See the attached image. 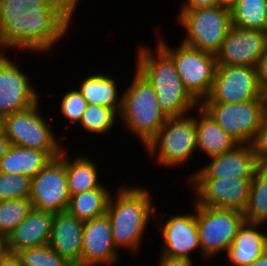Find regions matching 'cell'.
Instances as JSON below:
<instances>
[{
	"label": "cell",
	"mask_w": 267,
	"mask_h": 266,
	"mask_svg": "<svg viewBox=\"0 0 267 266\" xmlns=\"http://www.w3.org/2000/svg\"><path fill=\"white\" fill-rule=\"evenodd\" d=\"M209 163L198 168L190 178H253L260 167L252 144H238L232 150L209 158Z\"/></svg>",
	"instance_id": "ac0fdd59"
},
{
	"label": "cell",
	"mask_w": 267,
	"mask_h": 266,
	"mask_svg": "<svg viewBox=\"0 0 267 266\" xmlns=\"http://www.w3.org/2000/svg\"><path fill=\"white\" fill-rule=\"evenodd\" d=\"M121 93L122 106L118 119L124 130L135 135L145 147L168 117L161 110L153 86L136 69L130 85Z\"/></svg>",
	"instance_id": "3957f363"
},
{
	"label": "cell",
	"mask_w": 267,
	"mask_h": 266,
	"mask_svg": "<svg viewBox=\"0 0 267 266\" xmlns=\"http://www.w3.org/2000/svg\"><path fill=\"white\" fill-rule=\"evenodd\" d=\"M118 118L119 115L109 107L88 104L78 125H81L85 132L106 135L113 130Z\"/></svg>",
	"instance_id": "f546056e"
},
{
	"label": "cell",
	"mask_w": 267,
	"mask_h": 266,
	"mask_svg": "<svg viewBox=\"0 0 267 266\" xmlns=\"http://www.w3.org/2000/svg\"><path fill=\"white\" fill-rule=\"evenodd\" d=\"M199 105L239 144H251L264 119L263 100Z\"/></svg>",
	"instance_id": "30bf717a"
},
{
	"label": "cell",
	"mask_w": 267,
	"mask_h": 266,
	"mask_svg": "<svg viewBox=\"0 0 267 266\" xmlns=\"http://www.w3.org/2000/svg\"><path fill=\"white\" fill-rule=\"evenodd\" d=\"M263 100L256 68L217 65L211 91L201 103H240Z\"/></svg>",
	"instance_id": "8fae6325"
},
{
	"label": "cell",
	"mask_w": 267,
	"mask_h": 266,
	"mask_svg": "<svg viewBox=\"0 0 267 266\" xmlns=\"http://www.w3.org/2000/svg\"><path fill=\"white\" fill-rule=\"evenodd\" d=\"M110 191L108 187L96 188L71 195L66 211L83 221L103 216L107 211Z\"/></svg>",
	"instance_id": "484cf974"
},
{
	"label": "cell",
	"mask_w": 267,
	"mask_h": 266,
	"mask_svg": "<svg viewBox=\"0 0 267 266\" xmlns=\"http://www.w3.org/2000/svg\"><path fill=\"white\" fill-rule=\"evenodd\" d=\"M4 117L3 133L10 145L45 151L57 158L65 145L55 136L50 122L40 113V103ZM49 123V124H48Z\"/></svg>",
	"instance_id": "5b68a950"
},
{
	"label": "cell",
	"mask_w": 267,
	"mask_h": 266,
	"mask_svg": "<svg viewBox=\"0 0 267 266\" xmlns=\"http://www.w3.org/2000/svg\"><path fill=\"white\" fill-rule=\"evenodd\" d=\"M6 247H5V240L0 238V259L2 255L5 253Z\"/></svg>",
	"instance_id": "f6af8a7d"
},
{
	"label": "cell",
	"mask_w": 267,
	"mask_h": 266,
	"mask_svg": "<svg viewBox=\"0 0 267 266\" xmlns=\"http://www.w3.org/2000/svg\"><path fill=\"white\" fill-rule=\"evenodd\" d=\"M161 37L156 43L173 59L185 89L200 104L211 91L217 69L216 56L181 42L177 49L170 47L166 38Z\"/></svg>",
	"instance_id": "52a82bcc"
},
{
	"label": "cell",
	"mask_w": 267,
	"mask_h": 266,
	"mask_svg": "<svg viewBox=\"0 0 267 266\" xmlns=\"http://www.w3.org/2000/svg\"><path fill=\"white\" fill-rule=\"evenodd\" d=\"M65 148V170L69 195H76L91 189L106 188L99 180L98 164L86 155L70 157ZM103 184V185H102Z\"/></svg>",
	"instance_id": "cb8c5ba5"
},
{
	"label": "cell",
	"mask_w": 267,
	"mask_h": 266,
	"mask_svg": "<svg viewBox=\"0 0 267 266\" xmlns=\"http://www.w3.org/2000/svg\"><path fill=\"white\" fill-rule=\"evenodd\" d=\"M32 208L29 198L0 201V238L5 240Z\"/></svg>",
	"instance_id": "4dcf8cb0"
},
{
	"label": "cell",
	"mask_w": 267,
	"mask_h": 266,
	"mask_svg": "<svg viewBox=\"0 0 267 266\" xmlns=\"http://www.w3.org/2000/svg\"><path fill=\"white\" fill-rule=\"evenodd\" d=\"M135 68L153 86L161 110L168 118L189 115L199 103L185 89L173 59L156 43L139 46ZM193 110V111H192Z\"/></svg>",
	"instance_id": "7a4b0ae2"
},
{
	"label": "cell",
	"mask_w": 267,
	"mask_h": 266,
	"mask_svg": "<svg viewBox=\"0 0 267 266\" xmlns=\"http://www.w3.org/2000/svg\"><path fill=\"white\" fill-rule=\"evenodd\" d=\"M112 76L102 72L91 74L81 79L77 88L87 104L109 107L119 115L122 106V94H119V84Z\"/></svg>",
	"instance_id": "603a6c76"
},
{
	"label": "cell",
	"mask_w": 267,
	"mask_h": 266,
	"mask_svg": "<svg viewBox=\"0 0 267 266\" xmlns=\"http://www.w3.org/2000/svg\"><path fill=\"white\" fill-rule=\"evenodd\" d=\"M54 213L32 208L27 217L5 239L7 252L48 244Z\"/></svg>",
	"instance_id": "ffe728a7"
},
{
	"label": "cell",
	"mask_w": 267,
	"mask_h": 266,
	"mask_svg": "<svg viewBox=\"0 0 267 266\" xmlns=\"http://www.w3.org/2000/svg\"><path fill=\"white\" fill-rule=\"evenodd\" d=\"M10 143L4 133L0 134V160L5 156Z\"/></svg>",
	"instance_id": "60d3db41"
},
{
	"label": "cell",
	"mask_w": 267,
	"mask_h": 266,
	"mask_svg": "<svg viewBox=\"0 0 267 266\" xmlns=\"http://www.w3.org/2000/svg\"><path fill=\"white\" fill-rule=\"evenodd\" d=\"M13 49L28 52V13L27 10L21 14L7 15L0 22V52Z\"/></svg>",
	"instance_id": "83f0119b"
},
{
	"label": "cell",
	"mask_w": 267,
	"mask_h": 266,
	"mask_svg": "<svg viewBox=\"0 0 267 266\" xmlns=\"http://www.w3.org/2000/svg\"><path fill=\"white\" fill-rule=\"evenodd\" d=\"M259 166H267V117H264L251 143Z\"/></svg>",
	"instance_id": "d590c367"
},
{
	"label": "cell",
	"mask_w": 267,
	"mask_h": 266,
	"mask_svg": "<svg viewBox=\"0 0 267 266\" xmlns=\"http://www.w3.org/2000/svg\"><path fill=\"white\" fill-rule=\"evenodd\" d=\"M79 0H0V22L33 6H78Z\"/></svg>",
	"instance_id": "836d02e7"
},
{
	"label": "cell",
	"mask_w": 267,
	"mask_h": 266,
	"mask_svg": "<svg viewBox=\"0 0 267 266\" xmlns=\"http://www.w3.org/2000/svg\"><path fill=\"white\" fill-rule=\"evenodd\" d=\"M119 257L107 214L84 221L80 266H114Z\"/></svg>",
	"instance_id": "e0dca14e"
},
{
	"label": "cell",
	"mask_w": 267,
	"mask_h": 266,
	"mask_svg": "<svg viewBox=\"0 0 267 266\" xmlns=\"http://www.w3.org/2000/svg\"><path fill=\"white\" fill-rule=\"evenodd\" d=\"M237 1L238 0H217V6L231 11L236 6Z\"/></svg>",
	"instance_id": "b9f144b4"
},
{
	"label": "cell",
	"mask_w": 267,
	"mask_h": 266,
	"mask_svg": "<svg viewBox=\"0 0 267 266\" xmlns=\"http://www.w3.org/2000/svg\"><path fill=\"white\" fill-rule=\"evenodd\" d=\"M4 117L0 114V134L3 133Z\"/></svg>",
	"instance_id": "bcb514c9"
},
{
	"label": "cell",
	"mask_w": 267,
	"mask_h": 266,
	"mask_svg": "<svg viewBox=\"0 0 267 266\" xmlns=\"http://www.w3.org/2000/svg\"><path fill=\"white\" fill-rule=\"evenodd\" d=\"M61 98L59 104L60 115H63L61 117L67 120L68 124L78 125L88 105L81 92L76 86V89L68 90Z\"/></svg>",
	"instance_id": "e575fe53"
},
{
	"label": "cell",
	"mask_w": 267,
	"mask_h": 266,
	"mask_svg": "<svg viewBox=\"0 0 267 266\" xmlns=\"http://www.w3.org/2000/svg\"><path fill=\"white\" fill-rule=\"evenodd\" d=\"M252 178H190L187 182L198 205L243 212Z\"/></svg>",
	"instance_id": "4fadbf2b"
},
{
	"label": "cell",
	"mask_w": 267,
	"mask_h": 266,
	"mask_svg": "<svg viewBox=\"0 0 267 266\" xmlns=\"http://www.w3.org/2000/svg\"><path fill=\"white\" fill-rule=\"evenodd\" d=\"M266 46V32L232 26L219 51L215 54L217 65H241L256 68Z\"/></svg>",
	"instance_id": "2e32d148"
},
{
	"label": "cell",
	"mask_w": 267,
	"mask_h": 266,
	"mask_svg": "<svg viewBox=\"0 0 267 266\" xmlns=\"http://www.w3.org/2000/svg\"><path fill=\"white\" fill-rule=\"evenodd\" d=\"M0 266H23V264L17 253L5 251L0 259Z\"/></svg>",
	"instance_id": "ab89813d"
},
{
	"label": "cell",
	"mask_w": 267,
	"mask_h": 266,
	"mask_svg": "<svg viewBox=\"0 0 267 266\" xmlns=\"http://www.w3.org/2000/svg\"><path fill=\"white\" fill-rule=\"evenodd\" d=\"M262 224L244 221L239 227L226 259L230 266H250L267 252V234L260 230Z\"/></svg>",
	"instance_id": "44dd1931"
},
{
	"label": "cell",
	"mask_w": 267,
	"mask_h": 266,
	"mask_svg": "<svg viewBox=\"0 0 267 266\" xmlns=\"http://www.w3.org/2000/svg\"><path fill=\"white\" fill-rule=\"evenodd\" d=\"M31 177L0 172V201L29 198Z\"/></svg>",
	"instance_id": "d6a6232c"
},
{
	"label": "cell",
	"mask_w": 267,
	"mask_h": 266,
	"mask_svg": "<svg viewBox=\"0 0 267 266\" xmlns=\"http://www.w3.org/2000/svg\"><path fill=\"white\" fill-rule=\"evenodd\" d=\"M155 204L150 192L144 186L123 185L115 195L110 196L106 214L110 219L113 242L118 250L130 253L141 250L146 227L155 222L157 216ZM152 216V217H151Z\"/></svg>",
	"instance_id": "6da1fadb"
},
{
	"label": "cell",
	"mask_w": 267,
	"mask_h": 266,
	"mask_svg": "<svg viewBox=\"0 0 267 266\" xmlns=\"http://www.w3.org/2000/svg\"><path fill=\"white\" fill-rule=\"evenodd\" d=\"M194 210L193 213L175 214L168 216L167 213L162 212L156 220L159 225L157 232L160 234L164 243L160 255L192 259L193 252L200 250L198 228L196 222V202L193 199ZM162 216V217H161ZM161 217V220L159 219ZM167 218L166 222L163 220ZM160 220V222L158 221Z\"/></svg>",
	"instance_id": "9a60e30c"
},
{
	"label": "cell",
	"mask_w": 267,
	"mask_h": 266,
	"mask_svg": "<svg viewBox=\"0 0 267 266\" xmlns=\"http://www.w3.org/2000/svg\"><path fill=\"white\" fill-rule=\"evenodd\" d=\"M23 266H73L48 245L17 252Z\"/></svg>",
	"instance_id": "1f68e13d"
},
{
	"label": "cell",
	"mask_w": 267,
	"mask_h": 266,
	"mask_svg": "<svg viewBox=\"0 0 267 266\" xmlns=\"http://www.w3.org/2000/svg\"><path fill=\"white\" fill-rule=\"evenodd\" d=\"M69 198L64 148L32 177L29 199L35 209L58 213L66 211Z\"/></svg>",
	"instance_id": "7c38bea8"
},
{
	"label": "cell",
	"mask_w": 267,
	"mask_h": 266,
	"mask_svg": "<svg viewBox=\"0 0 267 266\" xmlns=\"http://www.w3.org/2000/svg\"><path fill=\"white\" fill-rule=\"evenodd\" d=\"M84 221L67 211L54 213L48 246L73 266H80Z\"/></svg>",
	"instance_id": "d6986e66"
},
{
	"label": "cell",
	"mask_w": 267,
	"mask_h": 266,
	"mask_svg": "<svg viewBox=\"0 0 267 266\" xmlns=\"http://www.w3.org/2000/svg\"><path fill=\"white\" fill-rule=\"evenodd\" d=\"M231 19L232 26L267 33V0H238Z\"/></svg>",
	"instance_id": "f1b7e54d"
},
{
	"label": "cell",
	"mask_w": 267,
	"mask_h": 266,
	"mask_svg": "<svg viewBox=\"0 0 267 266\" xmlns=\"http://www.w3.org/2000/svg\"><path fill=\"white\" fill-rule=\"evenodd\" d=\"M177 18L186 31L181 43L214 55L232 27L231 11L219 6L181 9Z\"/></svg>",
	"instance_id": "8992f818"
},
{
	"label": "cell",
	"mask_w": 267,
	"mask_h": 266,
	"mask_svg": "<svg viewBox=\"0 0 267 266\" xmlns=\"http://www.w3.org/2000/svg\"><path fill=\"white\" fill-rule=\"evenodd\" d=\"M144 148L161 166L172 169L187 164L197 151L195 115L168 118Z\"/></svg>",
	"instance_id": "277c9868"
},
{
	"label": "cell",
	"mask_w": 267,
	"mask_h": 266,
	"mask_svg": "<svg viewBox=\"0 0 267 266\" xmlns=\"http://www.w3.org/2000/svg\"><path fill=\"white\" fill-rule=\"evenodd\" d=\"M264 102V117H267V91L262 94Z\"/></svg>",
	"instance_id": "ee69618b"
},
{
	"label": "cell",
	"mask_w": 267,
	"mask_h": 266,
	"mask_svg": "<svg viewBox=\"0 0 267 266\" xmlns=\"http://www.w3.org/2000/svg\"><path fill=\"white\" fill-rule=\"evenodd\" d=\"M244 221L243 212L205 207L196 203L202 258L206 261L226 253Z\"/></svg>",
	"instance_id": "ba28073f"
},
{
	"label": "cell",
	"mask_w": 267,
	"mask_h": 266,
	"mask_svg": "<svg viewBox=\"0 0 267 266\" xmlns=\"http://www.w3.org/2000/svg\"><path fill=\"white\" fill-rule=\"evenodd\" d=\"M217 6V0H186L183 1L182 9H196Z\"/></svg>",
	"instance_id": "f35d334b"
},
{
	"label": "cell",
	"mask_w": 267,
	"mask_h": 266,
	"mask_svg": "<svg viewBox=\"0 0 267 266\" xmlns=\"http://www.w3.org/2000/svg\"><path fill=\"white\" fill-rule=\"evenodd\" d=\"M258 84L263 94L267 91V46L256 65Z\"/></svg>",
	"instance_id": "8d00e7d4"
},
{
	"label": "cell",
	"mask_w": 267,
	"mask_h": 266,
	"mask_svg": "<svg viewBox=\"0 0 267 266\" xmlns=\"http://www.w3.org/2000/svg\"><path fill=\"white\" fill-rule=\"evenodd\" d=\"M197 151H202L207 158L221 155L232 150L239 143L225 132L213 118L199 105L196 110Z\"/></svg>",
	"instance_id": "7402d4cb"
},
{
	"label": "cell",
	"mask_w": 267,
	"mask_h": 266,
	"mask_svg": "<svg viewBox=\"0 0 267 266\" xmlns=\"http://www.w3.org/2000/svg\"><path fill=\"white\" fill-rule=\"evenodd\" d=\"M8 57L0 52V114L3 117L31 107L41 99L20 63Z\"/></svg>",
	"instance_id": "5bb4252c"
},
{
	"label": "cell",
	"mask_w": 267,
	"mask_h": 266,
	"mask_svg": "<svg viewBox=\"0 0 267 266\" xmlns=\"http://www.w3.org/2000/svg\"><path fill=\"white\" fill-rule=\"evenodd\" d=\"M78 6H39L27 9L28 52L49 53L67 35ZM33 51V52H32Z\"/></svg>",
	"instance_id": "9c48e42d"
},
{
	"label": "cell",
	"mask_w": 267,
	"mask_h": 266,
	"mask_svg": "<svg viewBox=\"0 0 267 266\" xmlns=\"http://www.w3.org/2000/svg\"><path fill=\"white\" fill-rule=\"evenodd\" d=\"M246 222L263 224L267 222V166H260L250 185L246 208L243 211Z\"/></svg>",
	"instance_id": "4316f807"
},
{
	"label": "cell",
	"mask_w": 267,
	"mask_h": 266,
	"mask_svg": "<svg viewBox=\"0 0 267 266\" xmlns=\"http://www.w3.org/2000/svg\"><path fill=\"white\" fill-rule=\"evenodd\" d=\"M250 266H267V252L255 260Z\"/></svg>",
	"instance_id": "7bdbcfd3"
},
{
	"label": "cell",
	"mask_w": 267,
	"mask_h": 266,
	"mask_svg": "<svg viewBox=\"0 0 267 266\" xmlns=\"http://www.w3.org/2000/svg\"><path fill=\"white\" fill-rule=\"evenodd\" d=\"M51 159L45 151L10 145L0 160V172L32 178Z\"/></svg>",
	"instance_id": "d4e9b609"
},
{
	"label": "cell",
	"mask_w": 267,
	"mask_h": 266,
	"mask_svg": "<svg viewBox=\"0 0 267 266\" xmlns=\"http://www.w3.org/2000/svg\"><path fill=\"white\" fill-rule=\"evenodd\" d=\"M159 266H193L192 259L186 258H175V257H168V256H160L158 259Z\"/></svg>",
	"instance_id": "74e56055"
}]
</instances>
